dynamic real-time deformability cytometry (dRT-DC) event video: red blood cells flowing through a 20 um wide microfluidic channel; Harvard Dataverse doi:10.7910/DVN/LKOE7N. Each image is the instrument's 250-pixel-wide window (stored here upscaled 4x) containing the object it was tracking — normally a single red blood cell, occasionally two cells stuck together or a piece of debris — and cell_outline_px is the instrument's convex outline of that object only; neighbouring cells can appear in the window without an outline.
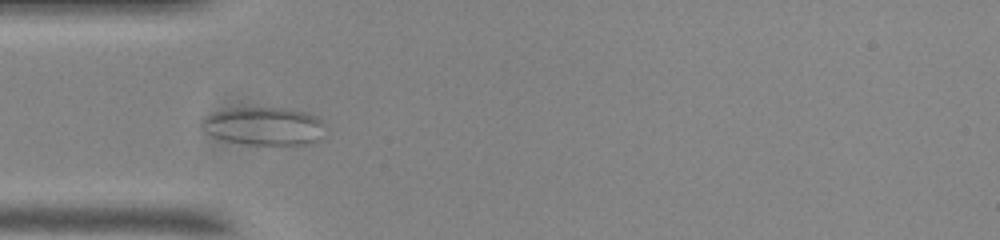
{"species": "common noctule bat (a hibernating species)", "species_latin": "Nyctalus noctula", "temperature_condition": "room temperature", "stored_images_in_passage": 7, "camera_frame_rate_fps": 3000, "um_per_image_px": 0.085, "animal": {"sex": "male", "body_mass_g": 20.0, "forearm_length_mm": 53.3}, "frame": {"image": 1, "passage_image": 4, "time_ms": 1.0, "image_size_px": [1000, 240], "cell_outline_px": [[324, 124], [316, 140], [312, 144], [248, 144], [228, 140], [204, 132], [200, 124], [200, 120], [204, 116], [216, 112], [232, 108], [288, 108], [308, 112], [320, 116]], "centroid_in_image_um": [22.44, 10.69], "position_along_channel_um": 62.6, "area_um2": 27.17}}